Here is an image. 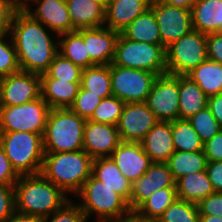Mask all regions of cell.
<instances>
[{
	"label": "cell",
	"mask_w": 222,
	"mask_h": 222,
	"mask_svg": "<svg viewBox=\"0 0 222 222\" xmlns=\"http://www.w3.org/2000/svg\"><path fill=\"white\" fill-rule=\"evenodd\" d=\"M52 33L54 32L33 19L22 7L15 12L10 35L21 70L40 75L48 70L59 53L58 38L54 39L58 35Z\"/></svg>",
	"instance_id": "obj_1"
},
{
	"label": "cell",
	"mask_w": 222,
	"mask_h": 222,
	"mask_svg": "<svg viewBox=\"0 0 222 222\" xmlns=\"http://www.w3.org/2000/svg\"><path fill=\"white\" fill-rule=\"evenodd\" d=\"M14 187L16 212L40 219L61 209L71 200L41 173L20 176Z\"/></svg>",
	"instance_id": "obj_2"
},
{
	"label": "cell",
	"mask_w": 222,
	"mask_h": 222,
	"mask_svg": "<svg viewBox=\"0 0 222 222\" xmlns=\"http://www.w3.org/2000/svg\"><path fill=\"white\" fill-rule=\"evenodd\" d=\"M92 164L93 158L84 150L44 153L40 173L66 195L76 196L92 175Z\"/></svg>",
	"instance_id": "obj_3"
},
{
	"label": "cell",
	"mask_w": 222,
	"mask_h": 222,
	"mask_svg": "<svg viewBox=\"0 0 222 222\" xmlns=\"http://www.w3.org/2000/svg\"><path fill=\"white\" fill-rule=\"evenodd\" d=\"M86 121L69 108L50 109L42 136L44 153L83 150Z\"/></svg>",
	"instance_id": "obj_4"
},
{
	"label": "cell",
	"mask_w": 222,
	"mask_h": 222,
	"mask_svg": "<svg viewBox=\"0 0 222 222\" xmlns=\"http://www.w3.org/2000/svg\"><path fill=\"white\" fill-rule=\"evenodd\" d=\"M76 197L80 198L77 204L87 220L96 215L97 222H118L131 210L123 196L93 175L85 181Z\"/></svg>",
	"instance_id": "obj_5"
},
{
	"label": "cell",
	"mask_w": 222,
	"mask_h": 222,
	"mask_svg": "<svg viewBox=\"0 0 222 222\" xmlns=\"http://www.w3.org/2000/svg\"><path fill=\"white\" fill-rule=\"evenodd\" d=\"M0 146L19 176L40 173L44 158L42 135L25 131L0 132Z\"/></svg>",
	"instance_id": "obj_6"
},
{
	"label": "cell",
	"mask_w": 222,
	"mask_h": 222,
	"mask_svg": "<svg viewBox=\"0 0 222 222\" xmlns=\"http://www.w3.org/2000/svg\"><path fill=\"white\" fill-rule=\"evenodd\" d=\"M112 64L163 75L167 71L166 48L161 44L133 41L120 33Z\"/></svg>",
	"instance_id": "obj_7"
},
{
	"label": "cell",
	"mask_w": 222,
	"mask_h": 222,
	"mask_svg": "<svg viewBox=\"0 0 222 222\" xmlns=\"http://www.w3.org/2000/svg\"><path fill=\"white\" fill-rule=\"evenodd\" d=\"M207 35L197 30L174 41L166 47L167 74L186 76L207 57Z\"/></svg>",
	"instance_id": "obj_8"
},
{
	"label": "cell",
	"mask_w": 222,
	"mask_h": 222,
	"mask_svg": "<svg viewBox=\"0 0 222 222\" xmlns=\"http://www.w3.org/2000/svg\"><path fill=\"white\" fill-rule=\"evenodd\" d=\"M49 111L42 97L17 106H1L0 132L25 131L43 136Z\"/></svg>",
	"instance_id": "obj_9"
},
{
	"label": "cell",
	"mask_w": 222,
	"mask_h": 222,
	"mask_svg": "<svg viewBox=\"0 0 222 222\" xmlns=\"http://www.w3.org/2000/svg\"><path fill=\"white\" fill-rule=\"evenodd\" d=\"M113 96L125 103L146 102L152 86L159 76L140 69L110 64Z\"/></svg>",
	"instance_id": "obj_10"
},
{
	"label": "cell",
	"mask_w": 222,
	"mask_h": 222,
	"mask_svg": "<svg viewBox=\"0 0 222 222\" xmlns=\"http://www.w3.org/2000/svg\"><path fill=\"white\" fill-rule=\"evenodd\" d=\"M146 104L159 121L179 119V76L167 73L159 75Z\"/></svg>",
	"instance_id": "obj_11"
},
{
	"label": "cell",
	"mask_w": 222,
	"mask_h": 222,
	"mask_svg": "<svg viewBox=\"0 0 222 222\" xmlns=\"http://www.w3.org/2000/svg\"><path fill=\"white\" fill-rule=\"evenodd\" d=\"M150 8L160 30L161 45L165 48L193 30L190 9L155 1H151Z\"/></svg>",
	"instance_id": "obj_12"
},
{
	"label": "cell",
	"mask_w": 222,
	"mask_h": 222,
	"mask_svg": "<svg viewBox=\"0 0 222 222\" xmlns=\"http://www.w3.org/2000/svg\"><path fill=\"white\" fill-rule=\"evenodd\" d=\"M40 97V74L19 70L0 79L1 106H17Z\"/></svg>",
	"instance_id": "obj_13"
},
{
	"label": "cell",
	"mask_w": 222,
	"mask_h": 222,
	"mask_svg": "<svg viewBox=\"0 0 222 222\" xmlns=\"http://www.w3.org/2000/svg\"><path fill=\"white\" fill-rule=\"evenodd\" d=\"M158 121L146 102L126 103L117 124L121 141L141 142Z\"/></svg>",
	"instance_id": "obj_14"
},
{
	"label": "cell",
	"mask_w": 222,
	"mask_h": 222,
	"mask_svg": "<svg viewBox=\"0 0 222 222\" xmlns=\"http://www.w3.org/2000/svg\"><path fill=\"white\" fill-rule=\"evenodd\" d=\"M31 4L36 6L35 9L29 7ZM21 7L33 19L40 21L58 36L73 31L65 0H27Z\"/></svg>",
	"instance_id": "obj_15"
},
{
	"label": "cell",
	"mask_w": 222,
	"mask_h": 222,
	"mask_svg": "<svg viewBox=\"0 0 222 222\" xmlns=\"http://www.w3.org/2000/svg\"><path fill=\"white\" fill-rule=\"evenodd\" d=\"M162 188H176V181L167 163L153 162L150 168L132 183L129 207L136 210L154 192Z\"/></svg>",
	"instance_id": "obj_16"
},
{
	"label": "cell",
	"mask_w": 222,
	"mask_h": 222,
	"mask_svg": "<svg viewBox=\"0 0 222 222\" xmlns=\"http://www.w3.org/2000/svg\"><path fill=\"white\" fill-rule=\"evenodd\" d=\"M121 142L117 126L86 121L83 150L93 159L110 157Z\"/></svg>",
	"instance_id": "obj_17"
},
{
	"label": "cell",
	"mask_w": 222,
	"mask_h": 222,
	"mask_svg": "<svg viewBox=\"0 0 222 222\" xmlns=\"http://www.w3.org/2000/svg\"><path fill=\"white\" fill-rule=\"evenodd\" d=\"M118 169L130 182L138 180L153 163L140 142L122 141L110 155Z\"/></svg>",
	"instance_id": "obj_18"
},
{
	"label": "cell",
	"mask_w": 222,
	"mask_h": 222,
	"mask_svg": "<svg viewBox=\"0 0 222 222\" xmlns=\"http://www.w3.org/2000/svg\"><path fill=\"white\" fill-rule=\"evenodd\" d=\"M120 33L105 26L82 29L87 53L95 65H110Z\"/></svg>",
	"instance_id": "obj_19"
},
{
	"label": "cell",
	"mask_w": 222,
	"mask_h": 222,
	"mask_svg": "<svg viewBox=\"0 0 222 222\" xmlns=\"http://www.w3.org/2000/svg\"><path fill=\"white\" fill-rule=\"evenodd\" d=\"M152 0H106L104 26L121 33L150 8Z\"/></svg>",
	"instance_id": "obj_20"
},
{
	"label": "cell",
	"mask_w": 222,
	"mask_h": 222,
	"mask_svg": "<svg viewBox=\"0 0 222 222\" xmlns=\"http://www.w3.org/2000/svg\"><path fill=\"white\" fill-rule=\"evenodd\" d=\"M73 31L104 26L106 0H65Z\"/></svg>",
	"instance_id": "obj_21"
},
{
	"label": "cell",
	"mask_w": 222,
	"mask_h": 222,
	"mask_svg": "<svg viewBox=\"0 0 222 222\" xmlns=\"http://www.w3.org/2000/svg\"><path fill=\"white\" fill-rule=\"evenodd\" d=\"M140 144L152 162L166 163L175 152L171 121H158Z\"/></svg>",
	"instance_id": "obj_22"
},
{
	"label": "cell",
	"mask_w": 222,
	"mask_h": 222,
	"mask_svg": "<svg viewBox=\"0 0 222 222\" xmlns=\"http://www.w3.org/2000/svg\"><path fill=\"white\" fill-rule=\"evenodd\" d=\"M191 11L194 30L222 33V0H195Z\"/></svg>",
	"instance_id": "obj_23"
},
{
	"label": "cell",
	"mask_w": 222,
	"mask_h": 222,
	"mask_svg": "<svg viewBox=\"0 0 222 222\" xmlns=\"http://www.w3.org/2000/svg\"><path fill=\"white\" fill-rule=\"evenodd\" d=\"M80 87L81 82L41 78V97L47 102L50 109L70 108Z\"/></svg>",
	"instance_id": "obj_24"
},
{
	"label": "cell",
	"mask_w": 222,
	"mask_h": 222,
	"mask_svg": "<svg viewBox=\"0 0 222 222\" xmlns=\"http://www.w3.org/2000/svg\"><path fill=\"white\" fill-rule=\"evenodd\" d=\"M92 175L129 202L132 182L122 175L116 163L110 157L93 159Z\"/></svg>",
	"instance_id": "obj_25"
},
{
	"label": "cell",
	"mask_w": 222,
	"mask_h": 222,
	"mask_svg": "<svg viewBox=\"0 0 222 222\" xmlns=\"http://www.w3.org/2000/svg\"><path fill=\"white\" fill-rule=\"evenodd\" d=\"M177 198L198 204L215 191L207 171L190 173L176 181Z\"/></svg>",
	"instance_id": "obj_26"
},
{
	"label": "cell",
	"mask_w": 222,
	"mask_h": 222,
	"mask_svg": "<svg viewBox=\"0 0 222 222\" xmlns=\"http://www.w3.org/2000/svg\"><path fill=\"white\" fill-rule=\"evenodd\" d=\"M208 96L187 76H179V119H189L207 107Z\"/></svg>",
	"instance_id": "obj_27"
},
{
	"label": "cell",
	"mask_w": 222,
	"mask_h": 222,
	"mask_svg": "<svg viewBox=\"0 0 222 222\" xmlns=\"http://www.w3.org/2000/svg\"><path fill=\"white\" fill-rule=\"evenodd\" d=\"M121 34L133 41L161 44L160 30L151 8L136 17Z\"/></svg>",
	"instance_id": "obj_28"
},
{
	"label": "cell",
	"mask_w": 222,
	"mask_h": 222,
	"mask_svg": "<svg viewBox=\"0 0 222 222\" xmlns=\"http://www.w3.org/2000/svg\"><path fill=\"white\" fill-rule=\"evenodd\" d=\"M58 52L82 69L95 65L90 60L89 54L87 53V49L82 38V29L59 35Z\"/></svg>",
	"instance_id": "obj_29"
},
{
	"label": "cell",
	"mask_w": 222,
	"mask_h": 222,
	"mask_svg": "<svg viewBox=\"0 0 222 222\" xmlns=\"http://www.w3.org/2000/svg\"><path fill=\"white\" fill-rule=\"evenodd\" d=\"M208 96L222 93V64L207 59L186 75Z\"/></svg>",
	"instance_id": "obj_30"
},
{
	"label": "cell",
	"mask_w": 222,
	"mask_h": 222,
	"mask_svg": "<svg viewBox=\"0 0 222 222\" xmlns=\"http://www.w3.org/2000/svg\"><path fill=\"white\" fill-rule=\"evenodd\" d=\"M166 163L174 180L177 181L190 173L205 171L207 160L203 151H175Z\"/></svg>",
	"instance_id": "obj_31"
},
{
	"label": "cell",
	"mask_w": 222,
	"mask_h": 222,
	"mask_svg": "<svg viewBox=\"0 0 222 222\" xmlns=\"http://www.w3.org/2000/svg\"><path fill=\"white\" fill-rule=\"evenodd\" d=\"M81 87L102 99L112 96L110 65H94L83 69Z\"/></svg>",
	"instance_id": "obj_32"
},
{
	"label": "cell",
	"mask_w": 222,
	"mask_h": 222,
	"mask_svg": "<svg viewBox=\"0 0 222 222\" xmlns=\"http://www.w3.org/2000/svg\"><path fill=\"white\" fill-rule=\"evenodd\" d=\"M175 151H203V142L187 119L171 121Z\"/></svg>",
	"instance_id": "obj_33"
},
{
	"label": "cell",
	"mask_w": 222,
	"mask_h": 222,
	"mask_svg": "<svg viewBox=\"0 0 222 222\" xmlns=\"http://www.w3.org/2000/svg\"><path fill=\"white\" fill-rule=\"evenodd\" d=\"M175 199L176 188H162L154 192L136 210L144 216L159 219Z\"/></svg>",
	"instance_id": "obj_34"
},
{
	"label": "cell",
	"mask_w": 222,
	"mask_h": 222,
	"mask_svg": "<svg viewBox=\"0 0 222 222\" xmlns=\"http://www.w3.org/2000/svg\"><path fill=\"white\" fill-rule=\"evenodd\" d=\"M83 69L75 65L71 60L66 59L58 53L48 70L41 74V78H55L68 82H81Z\"/></svg>",
	"instance_id": "obj_35"
},
{
	"label": "cell",
	"mask_w": 222,
	"mask_h": 222,
	"mask_svg": "<svg viewBox=\"0 0 222 222\" xmlns=\"http://www.w3.org/2000/svg\"><path fill=\"white\" fill-rule=\"evenodd\" d=\"M200 213L196 203L179 198L163 212L159 222H199Z\"/></svg>",
	"instance_id": "obj_36"
},
{
	"label": "cell",
	"mask_w": 222,
	"mask_h": 222,
	"mask_svg": "<svg viewBox=\"0 0 222 222\" xmlns=\"http://www.w3.org/2000/svg\"><path fill=\"white\" fill-rule=\"evenodd\" d=\"M125 104V102L113 95L103 98L95 108L89 121L117 126Z\"/></svg>",
	"instance_id": "obj_37"
},
{
	"label": "cell",
	"mask_w": 222,
	"mask_h": 222,
	"mask_svg": "<svg viewBox=\"0 0 222 222\" xmlns=\"http://www.w3.org/2000/svg\"><path fill=\"white\" fill-rule=\"evenodd\" d=\"M19 70L21 69L10 32L0 34V79Z\"/></svg>",
	"instance_id": "obj_38"
},
{
	"label": "cell",
	"mask_w": 222,
	"mask_h": 222,
	"mask_svg": "<svg viewBox=\"0 0 222 222\" xmlns=\"http://www.w3.org/2000/svg\"><path fill=\"white\" fill-rule=\"evenodd\" d=\"M187 120L191 123L203 143L210 140L222 129L208 107L198 111Z\"/></svg>",
	"instance_id": "obj_39"
},
{
	"label": "cell",
	"mask_w": 222,
	"mask_h": 222,
	"mask_svg": "<svg viewBox=\"0 0 222 222\" xmlns=\"http://www.w3.org/2000/svg\"><path fill=\"white\" fill-rule=\"evenodd\" d=\"M101 101V97L95 95L90 90H85L80 87L79 92L69 109L79 115L81 118L89 120L95 108L100 104Z\"/></svg>",
	"instance_id": "obj_40"
},
{
	"label": "cell",
	"mask_w": 222,
	"mask_h": 222,
	"mask_svg": "<svg viewBox=\"0 0 222 222\" xmlns=\"http://www.w3.org/2000/svg\"><path fill=\"white\" fill-rule=\"evenodd\" d=\"M80 206L74 200L68 201L61 209L40 219V222H87Z\"/></svg>",
	"instance_id": "obj_41"
},
{
	"label": "cell",
	"mask_w": 222,
	"mask_h": 222,
	"mask_svg": "<svg viewBox=\"0 0 222 222\" xmlns=\"http://www.w3.org/2000/svg\"><path fill=\"white\" fill-rule=\"evenodd\" d=\"M16 211L14 185L0 184V222H4Z\"/></svg>",
	"instance_id": "obj_42"
},
{
	"label": "cell",
	"mask_w": 222,
	"mask_h": 222,
	"mask_svg": "<svg viewBox=\"0 0 222 222\" xmlns=\"http://www.w3.org/2000/svg\"><path fill=\"white\" fill-rule=\"evenodd\" d=\"M200 215H215L222 217V192H214L198 204Z\"/></svg>",
	"instance_id": "obj_43"
},
{
	"label": "cell",
	"mask_w": 222,
	"mask_h": 222,
	"mask_svg": "<svg viewBox=\"0 0 222 222\" xmlns=\"http://www.w3.org/2000/svg\"><path fill=\"white\" fill-rule=\"evenodd\" d=\"M19 8L14 0H0V34L10 32L13 17Z\"/></svg>",
	"instance_id": "obj_44"
},
{
	"label": "cell",
	"mask_w": 222,
	"mask_h": 222,
	"mask_svg": "<svg viewBox=\"0 0 222 222\" xmlns=\"http://www.w3.org/2000/svg\"><path fill=\"white\" fill-rule=\"evenodd\" d=\"M207 162L222 161V129L203 144Z\"/></svg>",
	"instance_id": "obj_45"
},
{
	"label": "cell",
	"mask_w": 222,
	"mask_h": 222,
	"mask_svg": "<svg viewBox=\"0 0 222 222\" xmlns=\"http://www.w3.org/2000/svg\"><path fill=\"white\" fill-rule=\"evenodd\" d=\"M19 177L20 176L13 169L3 148L0 146V184L15 185Z\"/></svg>",
	"instance_id": "obj_46"
},
{
	"label": "cell",
	"mask_w": 222,
	"mask_h": 222,
	"mask_svg": "<svg viewBox=\"0 0 222 222\" xmlns=\"http://www.w3.org/2000/svg\"><path fill=\"white\" fill-rule=\"evenodd\" d=\"M206 43L208 59L222 64V33L208 34Z\"/></svg>",
	"instance_id": "obj_47"
},
{
	"label": "cell",
	"mask_w": 222,
	"mask_h": 222,
	"mask_svg": "<svg viewBox=\"0 0 222 222\" xmlns=\"http://www.w3.org/2000/svg\"><path fill=\"white\" fill-rule=\"evenodd\" d=\"M206 171L215 192H222V161L207 162Z\"/></svg>",
	"instance_id": "obj_48"
},
{
	"label": "cell",
	"mask_w": 222,
	"mask_h": 222,
	"mask_svg": "<svg viewBox=\"0 0 222 222\" xmlns=\"http://www.w3.org/2000/svg\"><path fill=\"white\" fill-rule=\"evenodd\" d=\"M207 107L222 127V93L208 97Z\"/></svg>",
	"instance_id": "obj_49"
},
{
	"label": "cell",
	"mask_w": 222,
	"mask_h": 222,
	"mask_svg": "<svg viewBox=\"0 0 222 222\" xmlns=\"http://www.w3.org/2000/svg\"><path fill=\"white\" fill-rule=\"evenodd\" d=\"M118 222H159V219L151 218L140 214L137 210H130Z\"/></svg>",
	"instance_id": "obj_50"
},
{
	"label": "cell",
	"mask_w": 222,
	"mask_h": 222,
	"mask_svg": "<svg viewBox=\"0 0 222 222\" xmlns=\"http://www.w3.org/2000/svg\"><path fill=\"white\" fill-rule=\"evenodd\" d=\"M4 222H40V218L14 212Z\"/></svg>",
	"instance_id": "obj_51"
},
{
	"label": "cell",
	"mask_w": 222,
	"mask_h": 222,
	"mask_svg": "<svg viewBox=\"0 0 222 222\" xmlns=\"http://www.w3.org/2000/svg\"><path fill=\"white\" fill-rule=\"evenodd\" d=\"M192 10L195 0H152Z\"/></svg>",
	"instance_id": "obj_52"
},
{
	"label": "cell",
	"mask_w": 222,
	"mask_h": 222,
	"mask_svg": "<svg viewBox=\"0 0 222 222\" xmlns=\"http://www.w3.org/2000/svg\"><path fill=\"white\" fill-rule=\"evenodd\" d=\"M199 222H222V217L215 215H200Z\"/></svg>",
	"instance_id": "obj_53"
},
{
	"label": "cell",
	"mask_w": 222,
	"mask_h": 222,
	"mask_svg": "<svg viewBox=\"0 0 222 222\" xmlns=\"http://www.w3.org/2000/svg\"><path fill=\"white\" fill-rule=\"evenodd\" d=\"M20 7L27 1V0H14Z\"/></svg>",
	"instance_id": "obj_54"
}]
</instances>
